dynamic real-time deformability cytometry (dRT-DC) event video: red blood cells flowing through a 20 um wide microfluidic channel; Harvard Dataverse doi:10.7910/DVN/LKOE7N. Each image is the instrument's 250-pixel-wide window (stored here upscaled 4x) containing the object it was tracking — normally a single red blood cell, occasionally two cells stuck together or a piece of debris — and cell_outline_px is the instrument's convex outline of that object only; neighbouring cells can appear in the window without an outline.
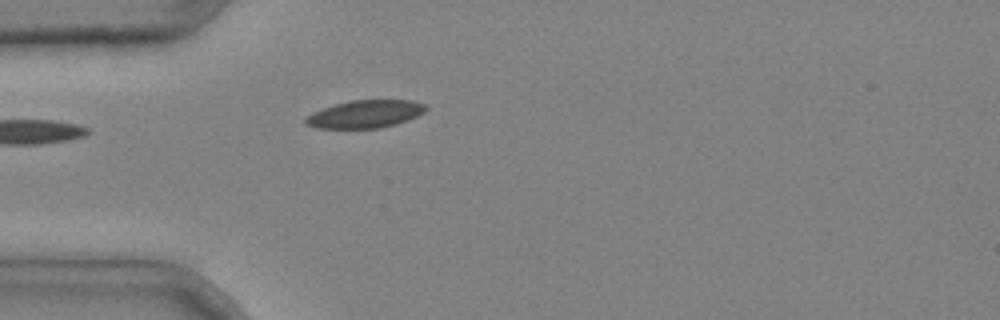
{"species": "common noctule bat (a hibernating species)", "species_latin": "Nyctalus noctula", "temperature_condition": "cold", "stored_images_in_passage": 4, "camera_frame_rate_fps": 3000, "um_per_image_px": 0.085, "animal": {"sex": "male", "body_mass_g": 20.4}, "frame": {"image": 1, "passage_image": 4, "time_ms": 1.0, "image_size_px": [1000, 320], "cell_outline_px": [[428, 108], [424, 112], [408, 120], [396, 124], [380, 128], [316, 128], [304, 124], [304, 120], [312, 112], [336, 104], [352, 100], [412, 100], [424, 104]], "centroid_in_image_um": [31.04, 9.7], "position_along_channel_um": 54.0, "area_um2": 19.36}}